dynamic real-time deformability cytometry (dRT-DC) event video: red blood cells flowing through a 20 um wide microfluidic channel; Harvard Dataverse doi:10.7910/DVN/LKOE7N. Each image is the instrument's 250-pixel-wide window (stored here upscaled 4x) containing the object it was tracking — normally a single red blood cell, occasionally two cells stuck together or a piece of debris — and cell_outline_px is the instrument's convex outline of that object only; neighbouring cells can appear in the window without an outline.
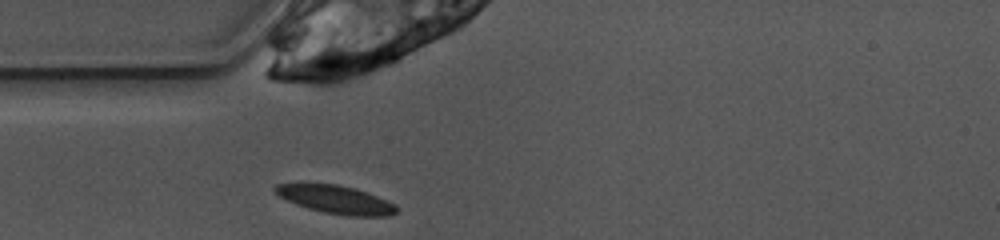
{"species": "common noctule bat (a hibernating species)", "species_latin": "Nyctalus noctula", "temperature_condition": "warm", "stored_images_in_passage": 38, "camera_frame_rate_fps": 3000, "um_per_image_px": 0.085, "animal": {"sex": "female", "body_mass_g": 10.0, "forearm_length_mm": 53.1}, "frame": {"image": 1, "passage_image": 1, "time_ms": 0.0, "image_size_px": [1000, 240], "cell_outline_px": [[396, 212], [392, 216], [348, 216], [324, 212], [308, 208], [296, 204], [280, 196], [272, 188], [276, 184], [336, 184], [356, 188], [396, 204]], "centroid_in_image_um": [28.58, 16.97], "position_along_channel_um": 56.4, "area_um2": 19.65}}
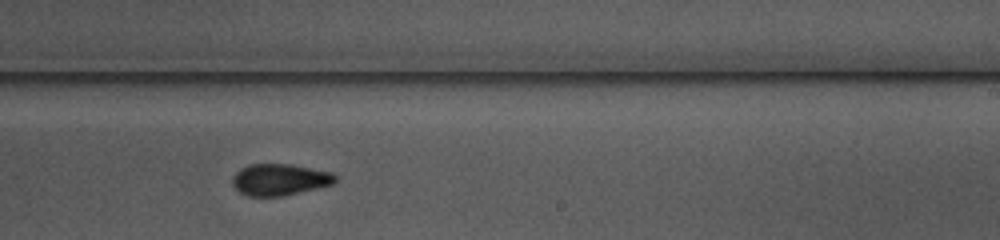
{"frame": {"image": 2, "passage_image": 17, "time_ms": 5.333, "image_size_px": [1000, 240], "cell_outline_px": [[336, 184], [284, 196], [248, 196], [240, 192], [232, 184], [232, 176], [240, 168], [248, 164], [292, 164], [332, 172], [336, 176]], "centroid_in_image_um": [23.79, 15.26], "position_along_channel_um": 265.2, "area_um2": 19.19}}
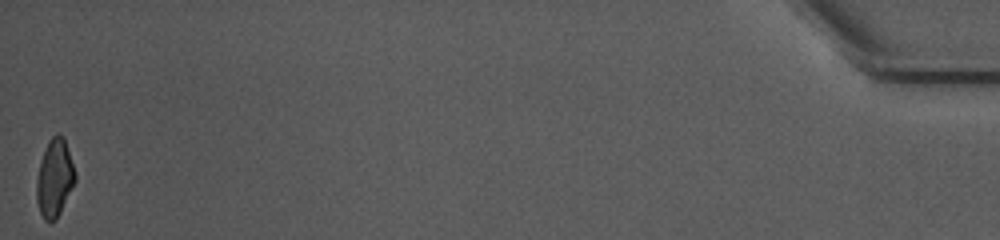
{"frame": {"image": 3, "passage_image": 38, "time_ms": 12.333, "image_size_px": [1000, 240], "cell_outline_px": [[76, 180], [56, 220], [44, 220], [40, 212], [36, 200], [36, 180], [40, 160], [48, 140], [56, 132], [64, 136], [76, 172]], "centroid_in_image_um": [4.64, 15.09], "position_along_channel_um": 430.6, "area_um2": 17.63}, "authors_computed_cell_mechanics": {"area_um2": 18.5827, "velocity_mm_per_s": 3.9127, "shape_relaxation_time_tau1_ms": 5.466, "shape_relaxation_time_tau2_ms": 2.8565, "deformation_change_tau1": 0.19, "deformation_change_tau2": 0.0592}}